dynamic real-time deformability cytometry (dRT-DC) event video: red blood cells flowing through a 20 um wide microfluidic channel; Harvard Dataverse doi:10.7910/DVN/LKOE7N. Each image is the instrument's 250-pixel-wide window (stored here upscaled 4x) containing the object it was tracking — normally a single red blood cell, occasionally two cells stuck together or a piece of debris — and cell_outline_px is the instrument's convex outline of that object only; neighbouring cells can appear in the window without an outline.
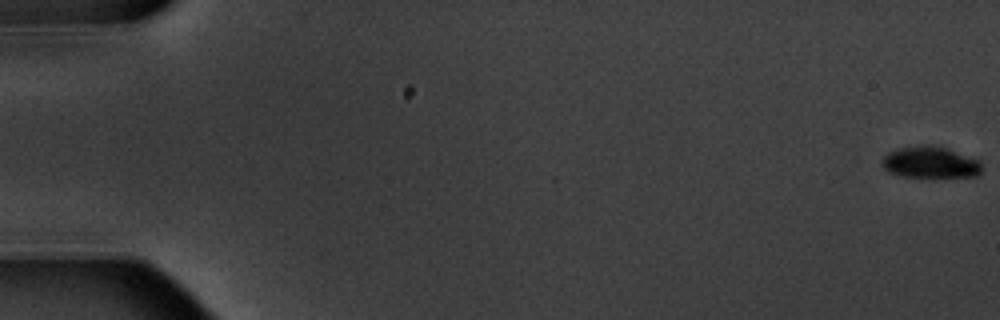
{"species": "common noctule bat (a hibernating species)", "species_latin": "Nyctalus noctula", "temperature_condition": "warm", "stored_images_in_passage": 17, "segment_of_instrument_passage": [1, 2], "camera_frame_rate_fps": 3000, "um_per_image_px": 0.085, "animal": {"sex": "male", "body_mass_g": 20.1, "forearm_length_mm": 53.5}, "frame": {"image": 1, "passage_image": 1, "time_ms": 0.0, "image_size_px": [1000, 320], "cell_outline_px": [[980, 172], [976, 176], [936, 180], [904, 176], [888, 172], [880, 164], [884, 156], [888, 152], [896, 148], [920, 144], [940, 144], [980, 160]], "centroid_in_image_um": [79.09, 13.81], "position_along_channel_um": 5.9, "area_um2": 19.65}}
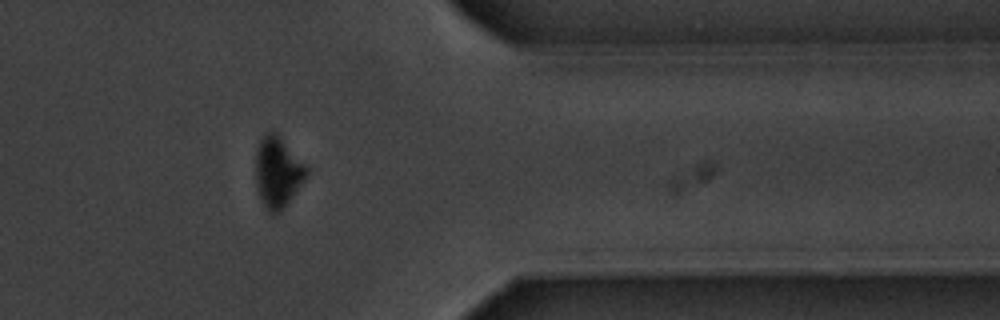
{"frame": {"image": 2, "passage_image": 14, "time_ms": 16.0, "image_size_px": [1000, 320], "cell_outline_px": [[308, 176], [292, 196], [276, 212], [268, 212], [260, 196], [256, 184], [256, 152], [260, 140], [264, 132], [272, 128], [280, 136], [308, 168]], "centroid_in_image_um": [23.6, 14.54], "position_along_channel_um": 387.8, "area_um2": 20.58}}
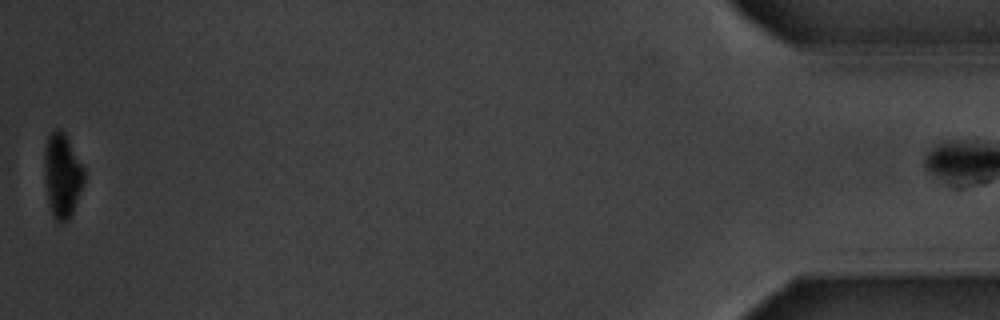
{"frame": {"image": 3, "passage_image": 16, "time_ms": 19.333, "image_size_px": [1000, 320], "cell_outline_px": [[84, 180], [72, 212], [68, 220], [64, 224], [60, 224], [52, 216], [48, 200], [44, 176], [44, 148], [48, 136], [56, 128], [60, 128], [64, 132], [84, 168]], "centroid_in_image_um": [5.26, 14.91], "position_along_channel_um": 429.9, "area_um2": 19.42}}